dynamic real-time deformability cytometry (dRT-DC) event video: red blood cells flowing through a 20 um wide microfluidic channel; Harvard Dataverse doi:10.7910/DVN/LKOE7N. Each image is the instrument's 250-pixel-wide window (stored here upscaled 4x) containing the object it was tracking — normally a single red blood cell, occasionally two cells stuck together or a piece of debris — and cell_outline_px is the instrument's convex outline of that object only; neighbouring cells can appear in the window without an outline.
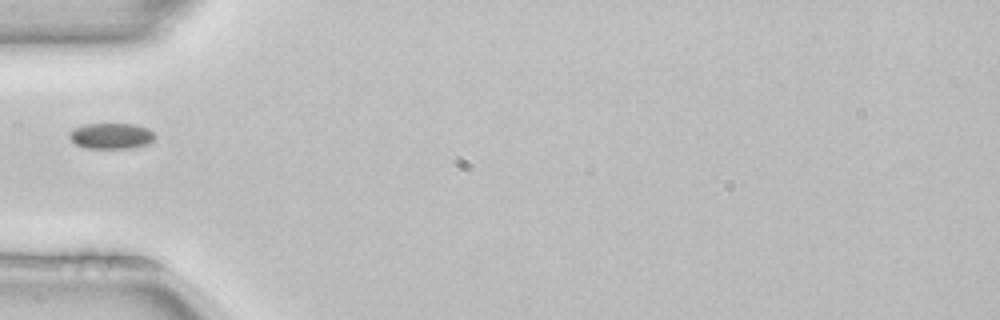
{"species": "common noctule bat (a hibernating species)", "species_latin": "Nyctalus noctula", "temperature_condition": "room temperature", "stored_images_in_passage": 35, "camera_frame_rate_fps": 3000, "um_per_image_px": 0.085, "animal": {"sex": "female", "body_mass_g": 22.7, "forearm_length_mm": 54.2}, "frame": {"image": 1, "passage_image": 1, "time_ms": 0.0, "image_size_px": [1000, 320], "cell_outline_px": [[156, 136], [148, 144], [132, 148], [84, 148], [76, 144], [68, 136], [72, 128], [84, 124], [136, 124], [148, 128]], "centroid_in_image_um": [9.44, 11.55], "position_along_channel_um": 75.6, "area_um2": 12.95}}
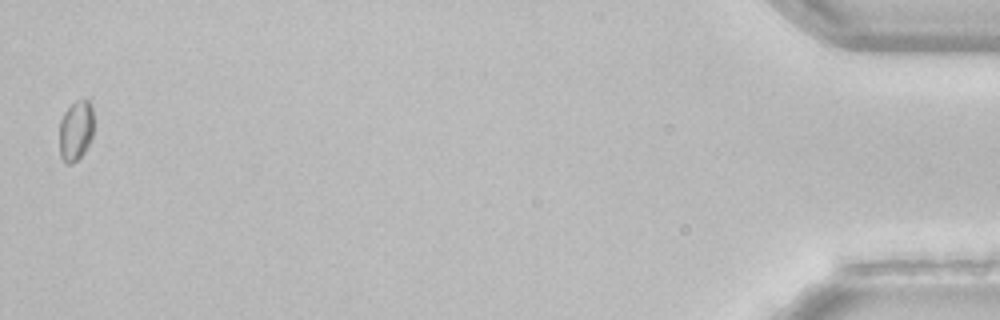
{"frame": {"image": 2, "passage_image": 35, "time_ms": 11.333, "image_size_px": [1000, 320], "cell_outline_px": [[92, 136], [84, 152], [72, 164], [68, 164], [60, 156], [60, 120], [64, 112], [76, 100], [88, 100], [92, 108]], "centroid_in_image_um": [6.43, 11.1], "position_along_channel_um": 428.8, "area_um2": 11.79}}